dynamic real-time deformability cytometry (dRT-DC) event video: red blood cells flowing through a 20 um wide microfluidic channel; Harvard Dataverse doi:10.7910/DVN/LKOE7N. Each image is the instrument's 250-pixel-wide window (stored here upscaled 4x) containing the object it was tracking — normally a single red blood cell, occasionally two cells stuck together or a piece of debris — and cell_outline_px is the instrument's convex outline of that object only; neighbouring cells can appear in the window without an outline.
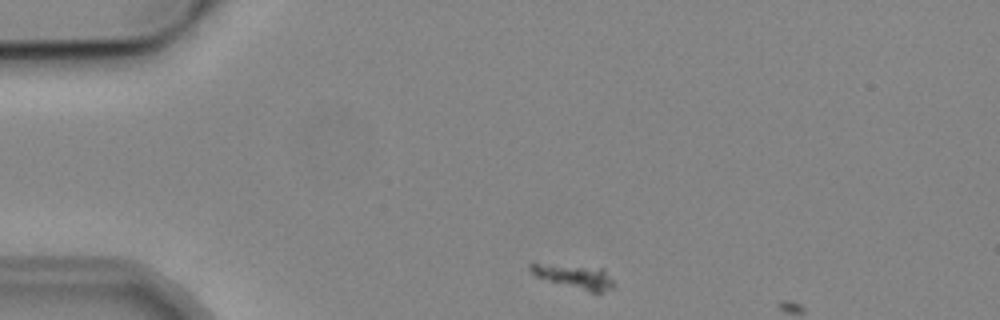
{"species": "common noctule bat (a hibernating species)", "species_latin": "Nyctalus noctula", "temperature_condition": "cold", "stored_images_in_passage": 2, "camera_frame_rate_fps": 3000, "um_per_image_px": 0.085, "animal": {"sex": "male", "body_mass_g": 19.2, "forearm_length_mm": 51.8}, "frame": {"image": 1, "passage_image": 1, "time_ms": 0.0, "image_size_px": [1000, 320], "cell_outline_px": [[616, 284], [612, 288], [600, 292], [592, 292], [548, 280], [536, 276], [528, 268], [528, 264], [532, 260], [604, 268]], "centroid_in_image_um": [48.75, 23.41], "position_along_channel_um": 36.2, "area_um2": 12.2}}